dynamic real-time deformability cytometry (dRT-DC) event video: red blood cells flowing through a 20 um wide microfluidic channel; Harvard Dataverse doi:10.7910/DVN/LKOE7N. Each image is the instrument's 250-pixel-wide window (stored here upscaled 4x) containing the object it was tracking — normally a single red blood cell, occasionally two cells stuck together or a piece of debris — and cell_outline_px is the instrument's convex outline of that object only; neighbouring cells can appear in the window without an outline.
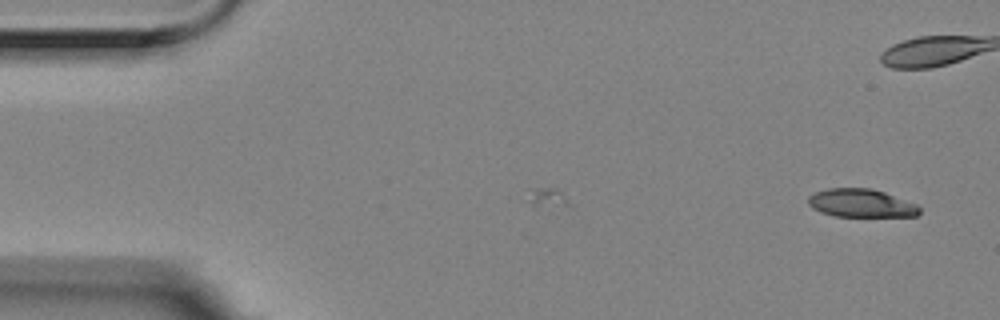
{"species": "Egyptian fruit bat (a non-hibernating species)", "species_latin": "Rousettus aegyptiacus", "temperature_condition": "room temperature", "stored_images_in_passage": 3, "camera_frame_rate_fps": 3000, "um_per_image_px": 0.085, "animal": {"sex": "female"}, "frame": {"image": 1, "passage_image": 3, "time_ms": 0.667, "image_size_px": [1000, 320], "cell_outline_px": [[920, 212], [916, 216], [836, 216], [820, 212], [812, 208], [808, 204], [808, 196], [816, 192], [828, 188], [872, 188], [884, 192], [916, 204], [920, 208]], "centroid_in_image_um": [73.17, 17.26], "position_along_channel_um": 11.8, "area_um2": 18.21}}